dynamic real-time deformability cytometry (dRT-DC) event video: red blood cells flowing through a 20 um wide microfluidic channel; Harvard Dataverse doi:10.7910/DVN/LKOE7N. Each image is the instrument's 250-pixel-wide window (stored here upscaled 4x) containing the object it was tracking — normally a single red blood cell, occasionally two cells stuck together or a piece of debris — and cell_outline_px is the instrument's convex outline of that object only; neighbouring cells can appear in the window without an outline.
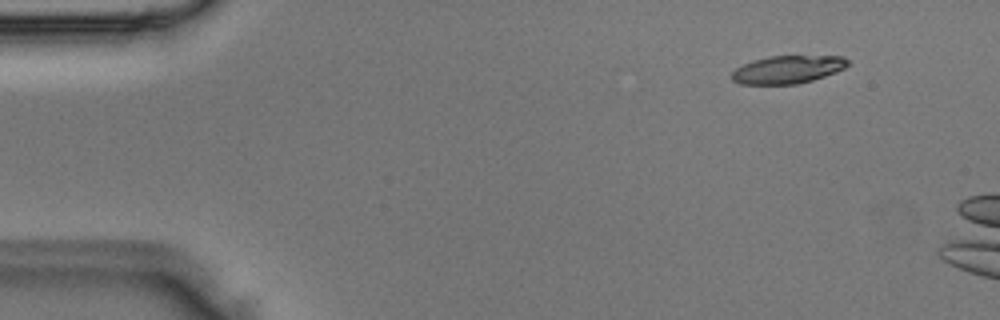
{"species": "Egyptian fruit bat (a non-hibernating species)", "species_latin": "Rousettus aegyptiacus", "temperature_condition": "room temperature", "stored_images_in_passage": 3, "camera_frame_rate_fps": 3000, "um_per_image_px": 0.085, "animal": {"sex": "male"}, "frame": {"image": 1, "passage_image": 2, "time_ms": 0.333, "image_size_px": [1000, 320], "cell_outline_px": [[848, 64], [844, 68], [836, 72], [812, 80], [796, 84], [740, 84], [732, 80], [732, 72], [736, 68], [752, 60], [772, 56], [844, 56], [848, 60]], "centroid_in_image_um": [66.95, 5.91], "position_along_channel_um": 18.1, "area_um2": 18.73}}